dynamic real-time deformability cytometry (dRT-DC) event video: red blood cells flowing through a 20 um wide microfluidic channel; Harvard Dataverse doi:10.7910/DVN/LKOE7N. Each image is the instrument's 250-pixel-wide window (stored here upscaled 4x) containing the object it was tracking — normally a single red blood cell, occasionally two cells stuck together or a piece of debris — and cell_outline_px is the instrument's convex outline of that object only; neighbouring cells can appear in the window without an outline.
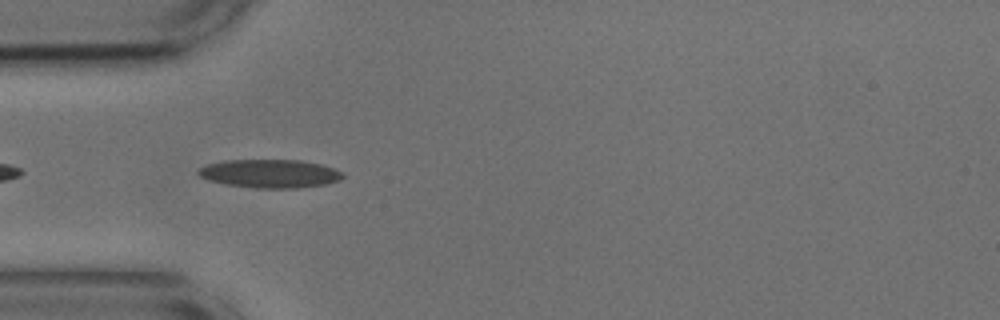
{"species": "common noctule bat (a hibernating species)", "species_latin": "Nyctalus noctula", "temperature_condition": "cold", "stored_images_in_passage": 6, "camera_frame_rate_fps": 3000, "um_per_image_px": 0.085, "animal": {"sex": "male", "body_mass_g": 17.9, "forearm_length_mm": 54.2}, "frame": {"image": 1, "passage_image": 3, "time_ms": 0.667, "image_size_px": [1000, 320], "cell_outline_px": [[344, 176], [340, 180], [324, 184], [296, 188], [256, 188], [228, 184], [208, 180], [200, 176], [196, 172], [200, 168], [208, 164], [224, 160], [300, 160], [324, 164], [344, 172]], "centroid_in_image_um": [22.98, 14.74], "position_along_channel_um": 62.0, "area_um2": 23.93}}